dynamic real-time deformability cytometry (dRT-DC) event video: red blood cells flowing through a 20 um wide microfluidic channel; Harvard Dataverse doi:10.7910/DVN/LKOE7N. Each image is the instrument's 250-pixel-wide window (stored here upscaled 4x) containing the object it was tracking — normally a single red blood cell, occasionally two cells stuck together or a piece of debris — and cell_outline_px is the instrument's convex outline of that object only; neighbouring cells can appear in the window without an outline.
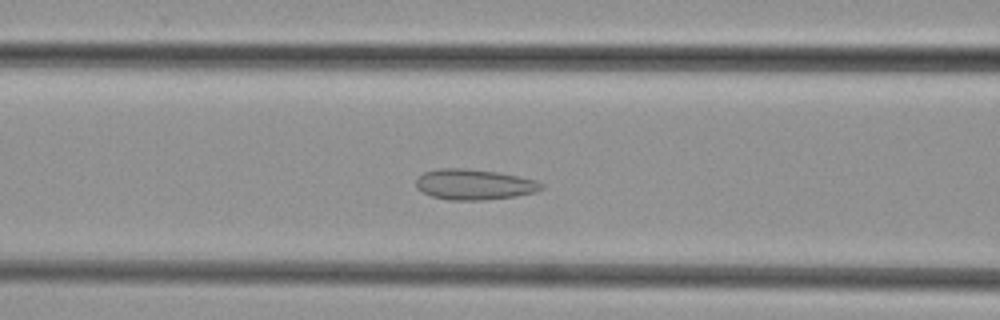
{"species": "common noctule bat (a hibernating species)", "species_latin": "Nyctalus noctula", "temperature_condition": "cold", "stored_images_in_passage": 45, "camera_frame_rate_fps": 3000, "um_per_image_px": 0.085, "animal": {"sex": "female", "body_mass_g": 29.2, "forearm_length_mm": 56.3}, "frame": {"image": 1, "passage_image": 15, "time_ms": 4.667, "image_size_px": [1000, 320], "cell_outline_px": [[544, 188], [536, 192], [516, 196], [484, 200], [448, 200], [432, 196], [416, 188], [416, 180], [424, 172], [440, 168], [464, 168], [496, 172], [536, 180], [544, 184]], "centroid_in_image_um": [40.32, 15.68], "position_along_channel_um": 126.3, "area_um2": 22.25}}
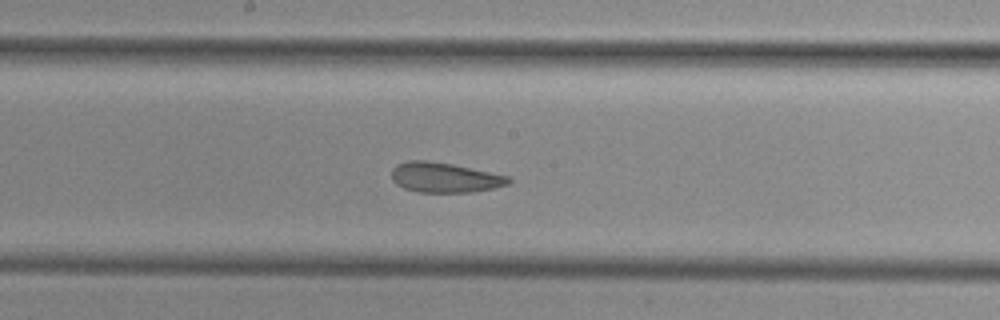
{"frame": {"image": 2, "passage_image": 21, "time_ms": 6.667, "image_size_px": [1000, 320], "cell_outline_px": [[512, 180], [508, 184], [496, 188], [472, 192], [416, 192], [404, 188], [396, 184], [392, 180], [392, 168], [396, 164], [408, 160], [428, 160], [452, 164], [508, 176]], "centroid_in_image_um": [37.77, 15.09], "position_along_channel_um": 210.4, "area_um2": 20.52}}
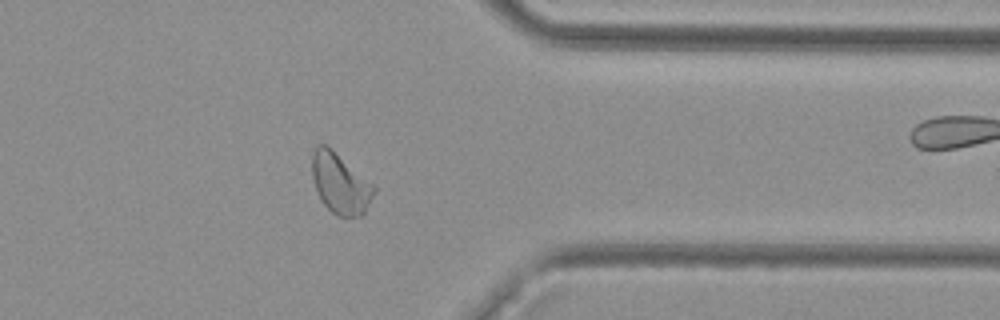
{"frame": {"image": 3, "passage_image": 34, "time_ms": 11.0, "image_size_px": [1000, 320], "cell_outline_px": [[376, 192], [364, 212], [360, 216], [336, 216], [320, 200], [316, 192], [312, 176], [312, 152], [316, 144], [328, 144], [372, 184], [376, 188]], "centroid_in_image_um": [28.88, 15.57], "position_along_channel_um": 382.5, "area_um2": 21.91}}